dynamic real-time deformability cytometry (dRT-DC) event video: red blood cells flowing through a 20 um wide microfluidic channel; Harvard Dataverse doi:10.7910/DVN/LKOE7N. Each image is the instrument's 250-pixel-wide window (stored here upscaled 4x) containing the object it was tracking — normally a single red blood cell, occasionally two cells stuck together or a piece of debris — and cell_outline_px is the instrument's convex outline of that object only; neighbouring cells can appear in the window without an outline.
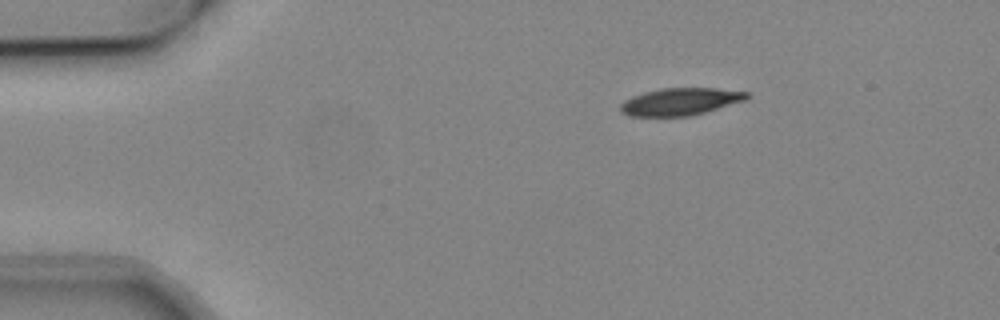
{"species": "common noctule bat (a hibernating species)", "species_latin": "Nyctalus noctula", "temperature_condition": "cold", "stored_images_in_passage": 46, "camera_frame_rate_fps": 3000, "um_per_image_px": 0.085, "animal": {"sex": "male", "body_mass_g": 19.2, "forearm_length_mm": 51.8}, "frame": {"image": 1, "passage_image": 1, "time_ms": 0.0, "image_size_px": [1000, 320], "cell_outline_px": [[752, 96], [748, 100], [704, 112], [688, 116], [628, 116], [620, 112], [620, 104], [624, 100], [632, 96], [644, 92], [660, 88], [716, 88], [752, 92]], "centroid_in_image_um": [57.87, 8.63], "position_along_channel_um": 27.1, "area_um2": 20.4}}
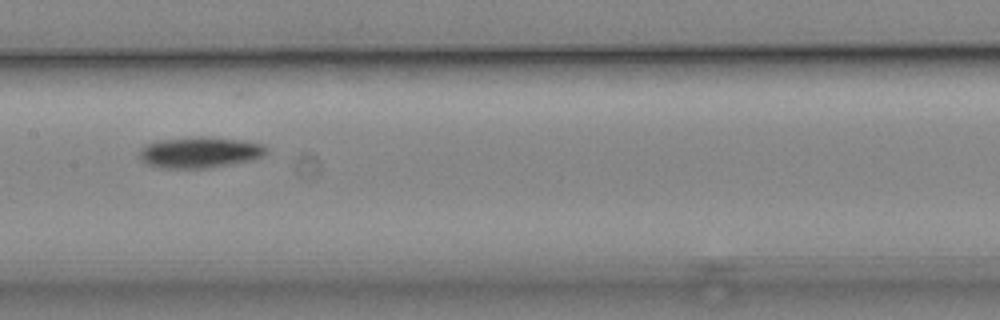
{"frame": {"image": 2, "passage_image": 19, "time_ms": 6.0, "image_size_px": [1000, 320], "cell_outline_px": [[268, 152], [264, 156], [252, 160], [232, 164], [204, 168], [164, 168], [148, 164], [140, 160], [136, 156], [136, 152], [140, 148], [156, 140], [204, 136], [244, 140], [264, 144], [268, 148]], "centroid_in_image_um": [16.98, 12.94], "position_along_channel_um": 190.4, "area_um2": 23.35}}
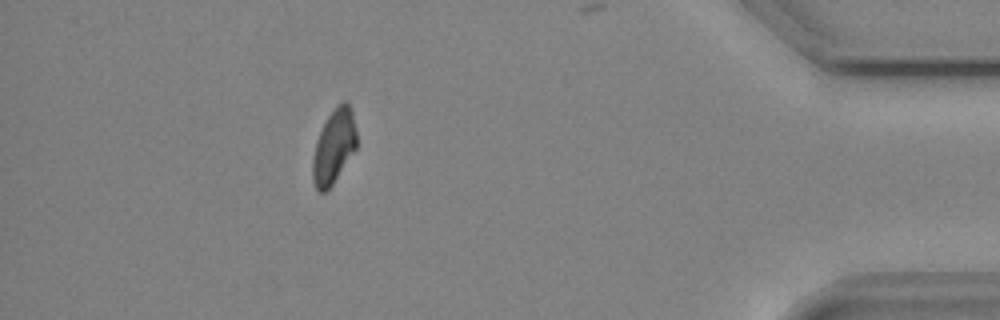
{"frame": {"image": 3, "passage_image": 40, "time_ms": 13.0, "image_size_px": [1000, 320], "cell_outline_px": [[356, 148], [332, 184], [324, 192], [316, 192], [312, 180], [312, 160], [316, 140], [328, 116], [336, 104], [344, 100], [348, 100], [352, 108], [356, 128]], "centroid_in_image_um": [28.37, 12.41], "position_along_channel_um": 406.8, "area_um2": 19.13}, "authors_computed_cell_mechanics": {"area_um2": 20.6924, "velocity_mm_per_s": 3.8359, "shape_relaxation_time_tau1_ms": 6.1181, "shape_relaxation_time_tau2_ms": null, "deformation_change_tau1": 0.1535, "deformation_change_tau2": null}}